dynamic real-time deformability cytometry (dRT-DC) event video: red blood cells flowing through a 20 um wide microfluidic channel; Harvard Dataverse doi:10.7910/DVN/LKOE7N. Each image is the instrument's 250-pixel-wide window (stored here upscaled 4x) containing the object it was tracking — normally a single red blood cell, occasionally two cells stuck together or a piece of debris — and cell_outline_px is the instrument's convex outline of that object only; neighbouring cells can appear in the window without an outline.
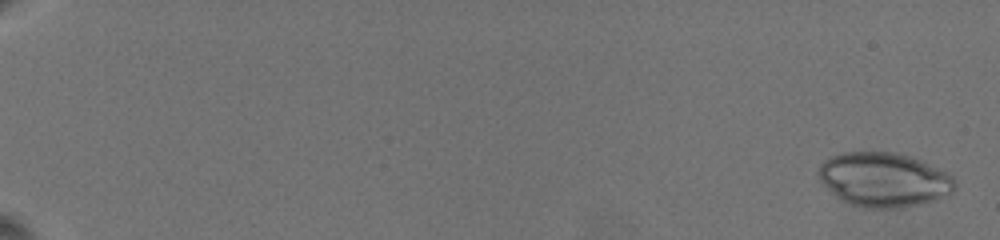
{"species": "common noctule bat (a hibernating species)", "species_latin": "Nyctalus noctula", "temperature_condition": "warm", "stored_images_in_passage": 41, "camera_frame_rate_fps": 3000, "um_per_image_px": 0.085, "animal": {"sex": "female", "body_mass_g": 19.5, "forearm_length_mm": 54.1}, "frame": {"image": 1, "passage_image": 1, "time_ms": 0.0, "image_size_px": [1000, 240], "cell_outline_px": [[956, 188], [952, 192], [936, 200], [920, 204], [896, 208], [868, 208], [852, 204], [836, 196], [820, 184], [816, 176], [816, 172], [820, 164], [828, 156], [844, 152], [900, 152], [912, 156], [952, 176], [956, 180]], "centroid_in_image_um": [75.08, 15.26], "position_along_channel_um": 9.9, "area_um2": 43.52}}
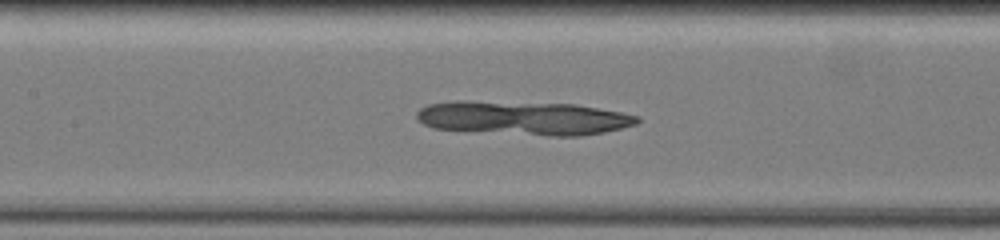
{"frame": {"image": 2, "passage_image": 16, "time_ms": 11.333, "image_size_px": [1000, 240], "cell_outline_px": [[640, 120], [636, 124], [604, 132], [580, 136], [548, 136], [432, 128], [416, 120], [416, 112], [420, 108], [428, 104], [456, 100], [464, 100], [576, 104], [620, 112], [640, 116]], "centroid_in_image_um": [44.47, 10.02], "position_along_channel_um": 162.9, "area_um2": 43.7}}
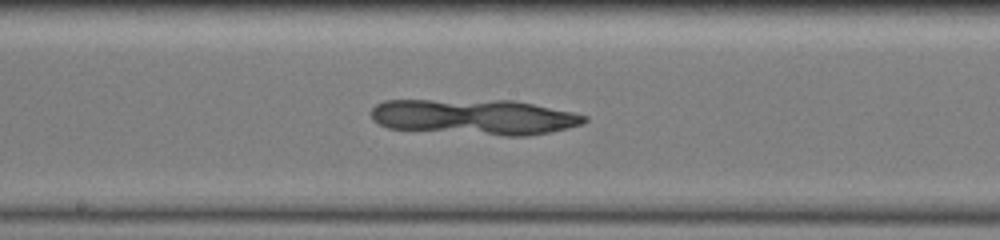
{"frame": {"image": 3, "passage_image": 19, "time_ms": 12.667, "image_size_px": [1000, 240], "cell_outline_px": [[588, 120], [584, 124], [568, 128], [528, 136], [504, 136], [388, 128], [372, 120], [372, 108], [376, 104], [384, 100], [512, 100], [572, 112], [588, 116]], "centroid_in_image_um": [40.34, 9.94], "position_along_channel_um": 207.9, "area_um2": 44.22}}